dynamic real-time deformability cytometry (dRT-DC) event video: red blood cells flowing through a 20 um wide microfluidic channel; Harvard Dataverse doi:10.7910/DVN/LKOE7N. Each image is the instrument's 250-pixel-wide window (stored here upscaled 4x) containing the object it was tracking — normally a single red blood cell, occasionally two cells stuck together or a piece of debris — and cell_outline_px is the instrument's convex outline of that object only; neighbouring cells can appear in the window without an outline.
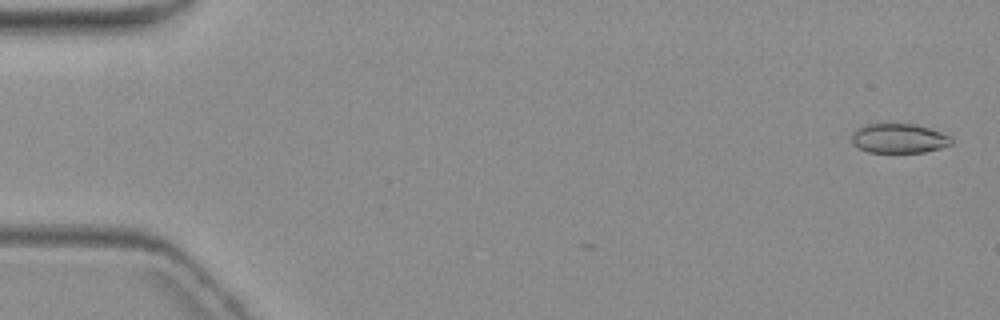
{"species": "common noctule bat (a hibernating species)", "species_latin": "Nyctalus noctula", "temperature_condition": "warm", "stored_images_in_passage": 3, "camera_frame_rate_fps": 3000, "um_per_image_px": 0.085, "animal": {"sex": "female", "body_mass_g": 19.3, "forearm_length_mm": 54.1}, "frame": {"image": 1, "passage_image": 1, "time_ms": 0.0, "image_size_px": [1000, 320], "cell_outline_px": [[952, 144], [940, 148], [924, 152], [868, 152], [852, 144], [852, 132], [856, 128], [864, 124], [916, 124], [952, 136]], "centroid_in_image_um": [76.39, 11.76], "position_along_channel_um": 8.6, "area_um2": 17.17}}